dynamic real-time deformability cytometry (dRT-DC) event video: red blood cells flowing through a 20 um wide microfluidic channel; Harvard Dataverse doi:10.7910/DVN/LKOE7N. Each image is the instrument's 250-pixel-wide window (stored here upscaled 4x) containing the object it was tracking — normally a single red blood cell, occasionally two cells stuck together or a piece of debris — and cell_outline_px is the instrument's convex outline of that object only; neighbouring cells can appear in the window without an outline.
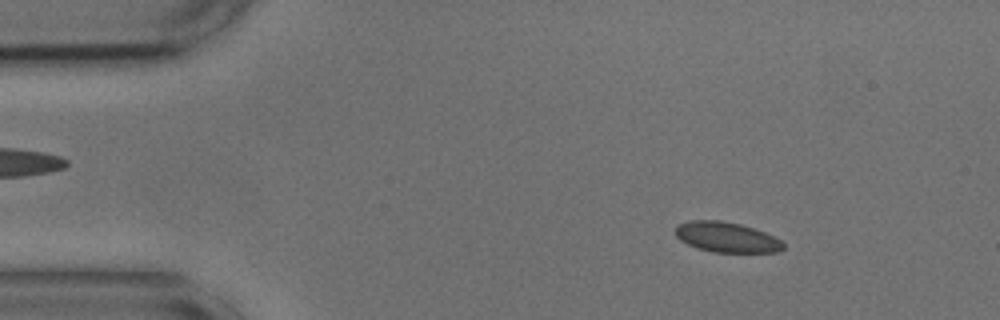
{"species": "common noctule bat (a hibernating species)", "species_latin": "Nyctalus noctula", "temperature_condition": "cold", "stored_images_in_passage": 54, "camera_frame_rate_fps": 3000, "um_per_image_px": 0.085, "animal": {"sex": "male", "body_mass_g": 17.9, "forearm_length_mm": 54.2}, "frame": {"image": 1, "passage_image": 7, "time_ms": 2.0, "image_size_px": [1000, 320], "cell_outline_px": [[784, 248], [780, 252], [712, 252], [688, 244], [680, 240], [676, 236], [676, 224], [692, 220], [720, 220], [740, 224], [764, 232], [780, 240], [784, 244]], "centroid_in_image_um": [61.75, 20.16], "position_along_channel_um": 23.3, "area_um2": 18.84}}
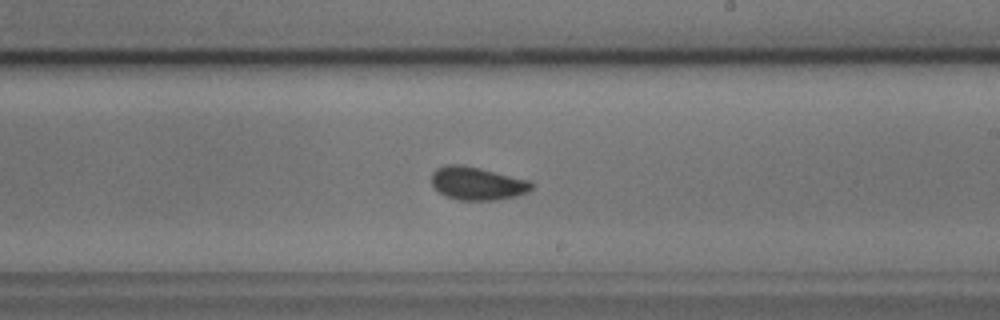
{"frame": {"image": 2, "passage_image": 31, "time_ms": 10.0, "image_size_px": [1000, 320], "cell_outline_px": [[532, 188], [528, 192], [516, 196], [496, 200], [460, 200], [448, 196], [440, 192], [432, 184], [432, 172], [436, 168], [444, 164], [464, 164], [528, 180], [532, 184]], "centroid_in_image_um": [40.55, 15.57], "position_along_channel_um": 248.5, "area_um2": 19.19}}
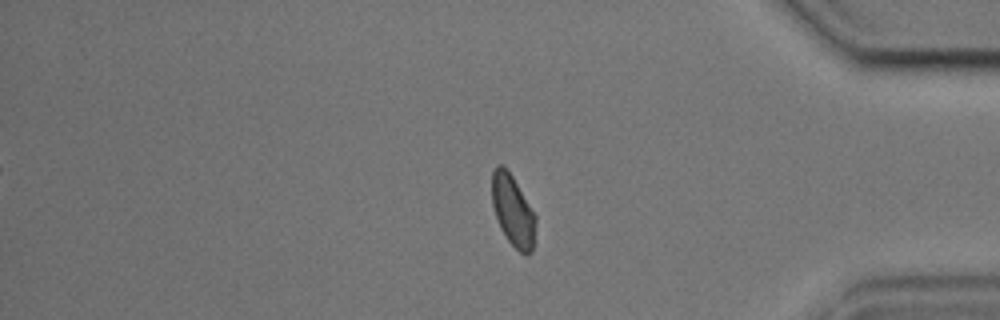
{"frame": {"image": 3, "passage_image": 45, "time_ms": 14.667, "image_size_px": [1000, 320], "cell_outline_px": [[536, 220], [532, 252], [528, 256], [524, 256], [508, 240], [500, 228], [492, 204], [492, 172], [496, 164], [504, 164], [512, 176], [536, 216]], "centroid_in_image_um": [43.59, 17.91], "position_along_channel_um": 391.6, "area_um2": 18.09}, "authors_computed_cell_mechanics": {"area_um2": 18.9006, "velocity_mm_per_s": 3.6186, "shape_relaxation_time_tau1_ms": 2.1252, "shape_relaxation_time_tau2_ms": 1.1839, "deformation_change_tau1": 0.0647, "deformation_change_tau2": 0.0346}}